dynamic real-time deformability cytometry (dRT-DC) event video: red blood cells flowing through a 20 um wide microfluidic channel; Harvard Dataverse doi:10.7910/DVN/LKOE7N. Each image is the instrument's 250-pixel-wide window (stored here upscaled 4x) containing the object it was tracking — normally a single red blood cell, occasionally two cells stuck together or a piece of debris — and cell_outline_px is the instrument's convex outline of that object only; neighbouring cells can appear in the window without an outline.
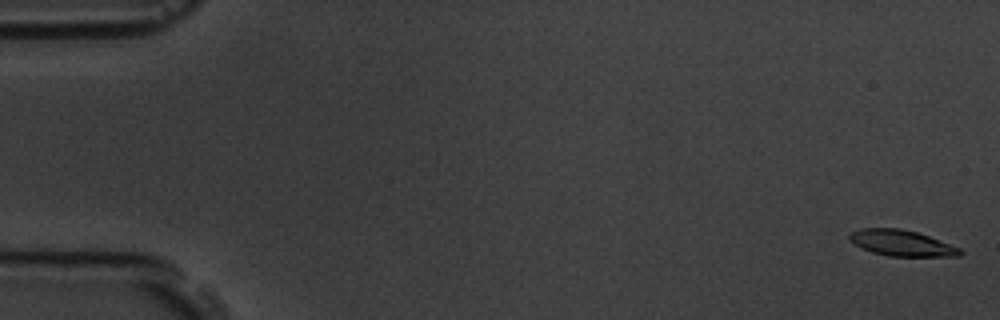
{"species": "common noctule bat (a hibernating species)", "species_latin": "Nyctalus noctula", "temperature_condition": "room temperature", "stored_images_in_passage": 7, "camera_frame_rate_fps": 3000, "um_per_image_px": 0.085, "animal": {"sex": "male", "body_mass_g": 19.5, "forearm_length_mm": 54.6}, "frame": {"image": 1, "passage_image": 1, "time_ms": 0.0, "image_size_px": [1000, 320], "cell_outline_px": [[964, 252], [960, 256], [888, 256], [872, 252], [848, 240], [848, 236], [852, 232], [860, 228], [900, 228], [916, 232], [928, 236], [960, 248]], "centroid_in_image_um": [76.64, 20.66], "position_along_channel_um": 8.4, "area_um2": 16.53}}
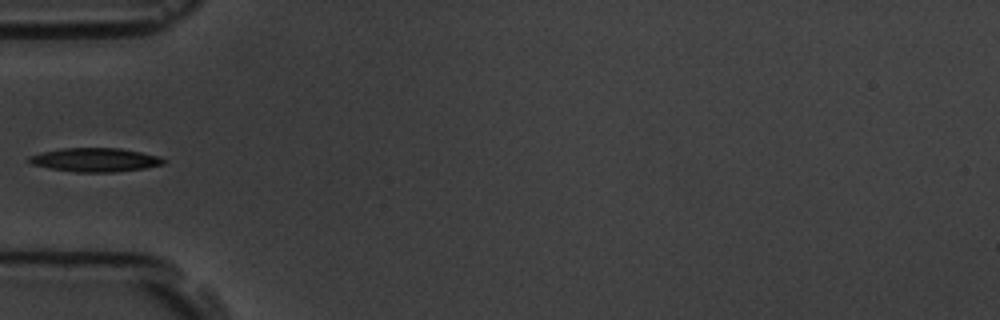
{"frame": {"image": 2, "passage_image": 6, "time_ms": 6.0, "image_size_px": [1000, 320], "cell_outline_px": [[168, 160], [164, 164], [144, 168], [112, 172], [76, 172], [52, 168], [32, 164], [28, 160], [28, 156], [60, 148], [120, 148], [160, 156]], "centroid_in_image_um": [8.13, 13.58], "position_along_channel_um": 76.9, "area_um2": 18.5}}
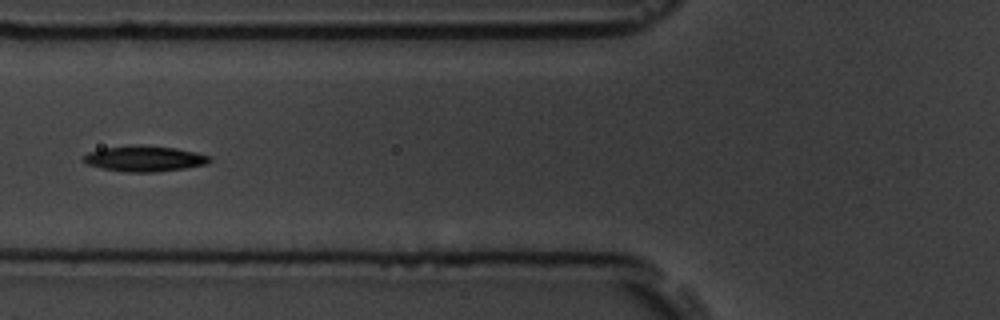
{"frame": {"image": 3, "passage_image": 7, "time_ms": 7.0, "image_size_px": [1000, 320], "cell_outline_px": [[212, 160], [208, 164], [184, 168], [156, 172], [128, 172], [100, 168], [88, 164], [80, 160], [88, 152], [104, 148], [140, 144], [176, 148], [196, 152], [208, 156]], "centroid_in_image_um": [12.27, 13.48], "position_along_channel_um": 113.5, "area_um2": 18.9}}